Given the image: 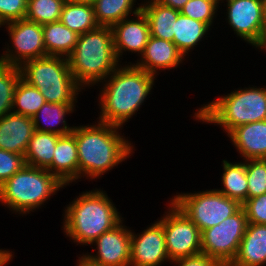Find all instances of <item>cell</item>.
I'll return each instance as SVG.
<instances>
[{"label": "cell", "instance_id": "cell-33", "mask_svg": "<svg viewBox=\"0 0 266 266\" xmlns=\"http://www.w3.org/2000/svg\"><path fill=\"white\" fill-rule=\"evenodd\" d=\"M218 1L219 0H189L180 10V13L210 26Z\"/></svg>", "mask_w": 266, "mask_h": 266}, {"label": "cell", "instance_id": "cell-18", "mask_svg": "<svg viewBox=\"0 0 266 266\" xmlns=\"http://www.w3.org/2000/svg\"><path fill=\"white\" fill-rule=\"evenodd\" d=\"M266 263V225L248 223L236 257L229 266H261Z\"/></svg>", "mask_w": 266, "mask_h": 266}, {"label": "cell", "instance_id": "cell-24", "mask_svg": "<svg viewBox=\"0 0 266 266\" xmlns=\"http://www.w3.org/2000/svg\"><path fill=\"white\" fill-rule=\"evenodd\" d=\"M59 21L78 35L93 31L99 27L92 5L66 1Z\"/></svg>", "mask_w": 266, "mask_h": 266}, {"label": "cell", "instance_id": "cell-27", "mask_svg": "<svg viewBox=\"0 0 266 266\" xmlns=\"http://www.w3.org/2000/svg\"><path fill=\"white\" fill-rule=\"evenodd\" d=\"M74 103H49L45 102L44 105L37 111V113L32 117L33 123H34V128L35 131H40V132H50L57 134L59 136L66 135L71 133L74 128H69L66 125V122L64 120V115L65 113H69L70 111L72 112ZM41 116L45 119L44 122L49 124L51 127L53 125H57L58 123L63 120L62 123H64V127L60 129H51L49 128H43L39 125V118Z\"/></svg>", "mask_w": 266, "mask_h": 266}, {"label": "cell", "instance_id": "cell-10", "mask_svg": "<svg viewBox=\"0 0 266 266\" xmlns=\"http://www.w3.org/2000/svg\"><path fill=\"white\" fill-rule=\"evenodd\" d=\"M172 212L160 222L165 234L166 250L172 262L202 252L200 229L174 204Z\"/></svg>", "mask_w": 266, "mask_h": 266}, {"label": "cell", "instance_id": "cell-38", "mask_svg": "<svg viewBox=\"0 0 266 266\" xmlns=\"http://www.w3.org/2000/svg\"><path fill=\"white\" fill-rule=\"evenodd\" d=\"M161 5L180 11L189 0H155Z\"/></svg>", "mask_w": 266, "mask_h": 266}, {"label": "cell", "instance_id": "cell-2", "mask_svg": "<svg viewBox=\"0 0 266 266\" xmlns=\"http://www.w3.org/2000/svg\"><path fill=\"white\" fill-rule=\"evenodd\" d=\"M116 129L118 126L102 122L97 127H75L79 174L97 177L130 155L131 146Z\"/></svg>", "mask_w": 266, "mask_h": 266}, {"label": "cell", "instance_id": "cell-25", "mask_svg": "<svg viewBox=\"0 0 266 266\" xmlns=\"http://www.w3.org/2000/svg\"><path fill=\"white\" fill-rule=\"evenodd\" d=\"M209 26L206 23L184 16L181 13L175 21L173 43L184 54L205 35Z\"/></svg>", "mask_w": 266, "mask_h": 266}, {"label": "cell", "instance_id": "cell-41", "mask_svg": "<svg viewBox=\"0 0 266 266\" xmlns=\"http://www.w3.org/2000/svg\"><path fill=\"white\" fill-rule=\"evenodd\" d=\"M65 1L92 5L96 0H65Z\"/></svg>", "mask_w": 266, "mask_h": 266}, {"label": "cell", "instance_id": "cell-22", "mask_svg": "<svg viewBox=\"0 0 266 266\" xmlns=\"http://www.w3.org/2000/svg\"><path fill=\"white\" fill-rule=\"evenodd\" d=\"M44 45L47 56L67 58L76 46L79 35L60 21L42 25Z\"/></svg>", "mask_w": 266, "mask_h": 266}, {"label": "cell", "instance_id": "cell-9", "mask_svg": "<svg viewBox=\"0 0 266 266\" xmlns=\"http://www.w3.org/2000/svg\"><path fill=\"white\" fill-rule=\"evenodd\" d=\"M243 208L219 225L201 231V250L211 258L229 266L237 255L247 227Z\"/></svg>", "mask_w": 266, "mask_h": 266}, {"label": "cell", "instance_id": "cell-35", "mask_svg": "<svg viewBox=\"0 0 266 266\" xmlns=\"http://www.w3.org/2000/svg\"><path fill=\"white\" fill-rule=\"evenodd\" d=\"M242 208L248 223L266 225V193L247 199L242 204Z\"/></svg>", "mask_w": 266, "mask_h": 266}, {"label": "cell", "instance_id": "cell-4", "mask_svg": "<svg viewBox=\"0 0 266 266\" xmlns=\"http://www.w3.org/2000/svg\"><path fill=\"white\" fill-rule=\"evenodd\" d=\"M64 229L79 243L92 244L122 220L108 197L101 191L87 192L66 210Z\"/></svg>", "mask_w": 266, "mask_h": 266}, {"label": "cell", "instance_id": "cell-19", "mask_svg": "<svg viewBox=\"0 0 266 266\" xmlns=\"http://www.w3.org/2000/svg\"><path fill=\"white\" fill-rule=\"evenodd\" d=\"M228 135L247 160L266 159V120L240 125Z\"/></svg>", "mask_w": 266, "mask_h": 266}, {"label": "cell", "instance_id": "cell-42", "mask_svg": "<svg viewBox=\"0 0 266 266\" xmlns=\"http://www.w3.org/2000/svg\"><path fill=\"white\" fill-rule=\"evenodd\" d=\"M78 266H94L88 261H86L83 257L79 260V265Z\"/></svg>", "mask_w": 266, "mask_h": 266}, {"label": "cell", "instance_id": "cell-13", "mask_svg": "<svg viewBox=\"0 0 266 266\" xmlns=\"http://www.w3.org/2000/svg\"><path fill=\"white\" fill-rule=\"evenodd\" d=\"M98 255L83 256L94 266H130L131 232L121 224L104 232L95 241Z\"/></svg>", "mask_w": 266, "mask_h": 266}, {"label": "cell", "instance_id": "cell-39", "mask_svg": "<svg viewBox=\"0 0 266 266\" xmlns=\"http://www.w3.org/2000/svg\"><path fill=\"white\" fill-rule=\"evenodd\" d=\"M11 257L12 254L9 253L8 251L0 250V266L6 265L5 263H8Z\"/></svg>", "mask_w": 266, "mask_h": 266}, {"label": "cell", "instance_id": "cell-8", "mask_svg": "<svg viewBox=\"0 0 266 266\" xmlns=\"http://www.w3.org/2000/svg\"><path fill=\"white\" fill-rule=\"evenodd\" d=\"M174 203L199 229L204 231L237 213L242 204L217 190L177 195Z\"/></svg>", "mask_w": 266, "mask_h": 266}, {"label": "cell", "instance_id": "cell-26", "mask_svg": "<svg viewBox=\"0 0 266 266\" xmlns=\"http://www.w3.org/2000/svg\"><path fill=\"white\" fill-rule=\"evenodd\" d=\"M223 164L222 183L225 188L217 191L243 204L247 200L248 192L246 163L232 164L223 160Z\"/></svg>", "mask_w": 266, "mask_h": 266}, {"label": "cell", "instance_id": "cell-23", "mask_svg": "<svg viewBox=\"0 0 266 266\" xmlns=\"http://www.w3.org/2000/svg\"><path fill=\"white\" fill-rule=\"evenodd\" d=\"M59 135L35 131L24 154L26 165L47 169L53 160Z\"/></svg>", "mask_w": 266, "mask_h": 266}, {"label": "cell", "instance_id": "cell-5", "mask_svg": "<svg viewBox=\"0 0 266 266\" xmlns=\"http://www.w3.org/2000/svg\"><path fill=\"white\" fill-rule=\"evenodd\" d=\"M196 118L220 124L228 134L240 125L266 120V89L250 88L232 92L205 105Z\"/></svg>", "mask_w": 266, "mask_h": 266}, {"label": "cell", "instance_id": "cell-3", "mask_svg": "<svg viewBox=\"0 0 266 266\" xmlns=\"http://www.w3.org/2000/svg\"><path fill=\"white\" fill-rule=\"evenodd\" d=\"M67 59L79 86L98 82L112 74L110 72H113L118 64L112 28L99 26L93 31L79 35L76 46Z\"/></svg>", "mask_w": 266, "mask_h": 266}, {"label": "cell", "instance_id": "cell-30", "mask_svg": "<svg viewBox=\"0 0 266 266\" xmlns=\"http://www.w3.org/2000/svg\"><path fill=\"white\" fill-rule=\"evenodd\" d=\"M65 0H27L25 18L37 24L57 22Z\"/></svg>", "mask_w": 266, "mask_h": 266}, {"label": "cell", "instance_id": "cell-37", "mask_svg": "<svg viewBox=\"0 0 266 266\" xmlns=\"http://www.w3.org/2000/svg\"><path fill=\"white\" fill-rule=\"evenodd\" d=\"M179 266H224L220 261L211 258L205 253L182 257L174 260Z\"/></svg>", "mask_w": 266, "mask_h": 266}, {"label": "cell", "instance_id": "cell-21", "mask_svg": "<svg viewBox=\"0 0 266 266\" xmlns=\"http://www.w3.org/2000/svg\"><path fill=\"white\" fill-rule=\"evenodd\" d=\"M141 11L147 18L151 36L173 42L175 21L180 11L161 5L155 0L149 5L141 6Z\"/></svg>", "mask_w": 266, "mask_h": 266}, {"label": "cell", "instance_id": "cell-6", "mask_svg": "<svg viewBox=\"0 0 266 266\" xmlns=\"http://www.w3.org/2000/svg\"><path fill=\"white\" fill-rule=\"evenodd\" d=\"M19 67L21 78L36 87L49 103H73L79 90L68 59L46 56L23 63Z\"/></svg>", "mask_w": 266, "mask_h": 266}, {"label": "cell", "instance_id": "cell-14", "mask_svg": "<svg viewBox=\"0 0 266 266\" xmlns=\"http://www.w3.org/2000/svg\"><path fill=\"white\" fill-rule=\"evenodd\" d=\"M140 235L135 238L131 232L130 265L157 266L165 259H169L163 225L160 221Z\"/></svg>", "mask_w": 266, "mask_h": 266}, {"label": "cell", "instance_id": "cell-11", "mask_svg": "<svg viewBox=\"0 0 266 266\" xmlns=\"http://www.w3.org/2000/svg\"><path fill=\"white\" fill-rule=\"evenodd\" d=\"M8 28L18 57L9 53L0 58V63L20 67L22 65L21 59H24L23 62L25 63L47 56L41 24L24 18L9 22Z\"/></svg>", "mask_w": 266, "mask_h": 266}, {"label": "cell", "instance_id": "cell-1", "mask_svg": "<svg viewBox=\"0 0 266 266\" xmlns=\"http://www.w3.org/2000/svg\"><path fill=\"white\" fill-rule=\"evenodd\" d=\"M112 74L114 75L101 96L100 122L119 127L135 113L147 97L155 75L134 65L115 69Z\"/></svg>", "mask_w": 266, "mask_h": 266}, {"label": "cell", "instance_id": "cell-16", "mask_svg": "<svg viewBox=\"0 0 266 266\" xmlns=\"http://www.w3.org/2000/svg\"><path fill=\"white\" fill-rule=\"evenodd\" d=\"M34 132L32 117L10 112L0 118V149L24 156Z\"/></svg>", "mask_w": 266, "mask_h": 266}, {"label": "cell", "instance_id": "cell-20", "mask_svg": "<svg viewBox=\"0 0 266 266\" xmlns=\"http://www.w3.org/2000/svg\"><path fill=\"white\" fill-rule=\"evenodd\" d=\"M141 55H143L144 61L135 66L153 75L157 68H173L177 66L184 57L183 53L173 42L153 36H150Z\"/></svg>", "mask_w": 266, "mask_h": 266}, {"label": "cell", "instance_id": "cell-31", "mask_svg": "<svg viewBox=\"0 0 266 266\" xmlns=\"http://www.w3.org/2000/svg\"><path fill=\"white\" fill-rule=\"evenodd\" d=\"M20 78L18 66L0 63V118L13 108L14 92Z\"/></svg>", "mask_w": 266, "mask_h": 266}, {"label": "cell", "instance_id": "cell-34", "mask_svg": "<svg viewBox=\"0 0 266 266\" xmlns=\"http://www.w3.org/2000/svg\"><path fill=\"white\" fill-rule=\"evenodd\" d=\"M26 165L25 157L0 149V185Z\"/></svg>", "mask_w": 266, "mask_h": 266}, {"label": "cell", "instance_id": "cell-12", "mask_svg": "<svg viewBox=\"0 0 266 266\" xmlns=\"http://www.w3.org/2000/svg\"><path fill=\"white\" fill-rule=\"evenodd\" d=\"M228 19L234 31L247 42L261 47L264 43L263 0H227Z\"/></svg>", "mask_w": 266, "mask_h": 266}, {"label": "cell", "instance_id": "cell-32", "mask_svg": "<svg viewBox=\"0 0 266 266\" xmlns=\"http://www.w3.org/2000/svg\"><path fill=\"white\" fill-rule=\"evenodd\" d=\"M246 164L247 199L266 193V159H250Z\"/></svg>", "mask_w": 266, "mask_h": 266}, {"label": "cell", "instance_id": "cell-7", "mask_svg": "<svg viewBox=\"0 0 266 266\" xmlns=\"http://www.w3.org/2000/svg\"><path fill=\"white\" fill-rule=\"evenodd\" d=\"M63 185L47 169L25 165L0 185V201L13 210L29 212L44 203Z\"/></svg>", "mask_w": 266, "mask_h": 266}, {"label": "cell", "instance_id": "cell-43", "mask_svg": "<svg viewBox=\"0 0 266 266\" xmlns=\"http://www.w3.org/2000/svg\"><path fill=\"white\" fill-rule=\"evenodd\" d=\"M266 48V38H265V41H264V43H263V45L261 46V48Z\"/></svg>", "mask_w": 266, "mask_h": 266}, {"label": "cell", "instance_id": "cell-15", "mask_svg": "<svg viewBox=\"0 0 266 266\" xmlns=\"http://www.w3.org/2000/svg\"><path fill=\"white\" fill-rule=\"evenodd\" d=\"M133 13L138 17V20L128 21L124 18L111 27L117 59H119L122 50L125 49L142 54L151 36L149 24L146 16L141 11V6L136 8Z\"/></svg>", "mask_w": 266, "mask_h": 266}, {"label": "cell", "instance_id": "cell-28", "mask_svg": "<svg viewBox=\"0 0 266 266\" xmlns=\"http://www.w3.org/2000/svg\"><path fill=\"white\" fill-rule=\"evenodd\" d=\"M134 0H96L92 6L99 26L112 27L126 18Z\"/></svg>", "mask_w": 266, "mask_h": 266}, {"label": "cell", "instance_id": "cell-36", "mask_svg": "<svg viewBox=\"0 0 266 266\" xmlns=\"http://www.w3.org/2000/svg\"><path fill=\"white\" fill-rule=\"evenodd\" d=\"M26 12L27 0H0V26L24 19Z\"/></svg>", "mask_w": 266, "mask_h": 266}, {"label": "cell", "instance_id": "cell-40", "mask_svg": "<svg viewBox=\"0 0 266 266\" xmlns=\"http://www.w3.org/2000/svg\"><path fill=\"white\" fill-rule=\"evenodd\" d=\"M262 26H263L264 41H265V38H266V0H263V22H262Z\"/></svg>", "mask_w": 266, "mask_h": 266}, {"label": "cell", "instance_id": "cell-17", "mask_svg": "<svg viewBox=\"0 0 266 266\" xmlns=\"http://www.w3.org/2000/svg\"><path fill=\"white\" fill-rule=\"evenodd\" d=\"M47 170L52 171L64 185L80 176L75 127L71 133L62 135L57 140L52 164Z\"/></svg>", "mask_w": 266, "mask_h": 266}, {"label": "cell", "instance_id": "cell-29", "mask_svg": "<svg viewBox=\"0 0 266 266\" xmlns=\"http://www.w3.org/2000/svg\"><path fill=\"white\" fill-rule=\"evenodd\" d=\"M45 102L42 93L36 87L20 78L13 99V106H18L19 109L13 113L33 117Z\"/></svg>", "mask_w": 266, "mask_h": 266}]
</instances>
